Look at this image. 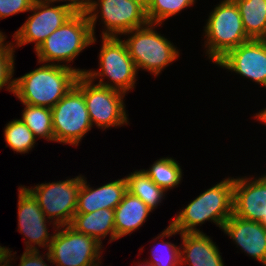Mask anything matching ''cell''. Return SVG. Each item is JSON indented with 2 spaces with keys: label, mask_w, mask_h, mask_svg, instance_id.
I'll return each mask as SVG.
<instances>
[{
  "label": "cell",
  "mask_w": 266,
  "mask_h": 266,
  "mask_svg": "<svg viewBox=\"0 0 266 266\" xmlns=\"http://www.w3.org/2000/svg\"><path fill=\"white\" fill-rule=\"evenodd\" d=\"M127 181V192L141 199L151 210L155 209L157 204L164 196V189L157 186L143 171L131 172L125 177Z\"/></svg>",
  "instance_id": "7402d4cb"
},
{
  "label": "cell",
  "mask_w": 266,
  "mask_h": 266,
  "mask_svg": "<svg viewBox=\"0 0 266 266\" xmlns=\"http://www.w3.org/2000/svg\"><path fill=\"white\" fill-rule=\"evenodd\" d=\"M152 257L149 263L155 266H180V248L170 242L157 244L153 247Z\"/></svg>",
  "instance_id": "83f0119b"
},
{
  "label": "cell",
  "mask_w": 266,
  "mask_h": 266,
  "mask_svg": "<svg viewBox=\"0 0 266 266\" xmlns=\"http://www.w3.org/2000/svg\"><path fill=\"white\" fill-rule=\"evenodd\" d=\"M216 64L266 87V46L251 39L229 51Z\"/></svg>",
  "instance_id": "4fadbf2b"
},
{
  "label": "cell",
  "mask_w": 266,
  "mask_h": 266,
  "mask_svg": "<svg viewBox=\"0 0 266 266\" xmlns=\"http://www.w3.org/2000/svg\"><path fill=\"white\" fill-rule=\"evenodd\" d=\"M181 166L176 160L166 157L154 162L149 170L143 169L148 177L165 191L180 184L182 178Z\"/></svg>",
  "instance_id": "cb8c5ba5"
},
{
  "label": "cell",
  "mask_w": 266,
  "mask_h": 266,
  "mask_svg": "<svg viewBox=\"0 0 266 266\" xmlns=\"http://www.w3.org/2000/svg\"><path fill=\"white\" fill-rule=\"evenodd\" d=\"M7 145L17 153H28L35 145V136L21 119L9 122L4 129Z\"/></svg>",
  "instance_id": "d4e9b609"
},
{
  "label": "cell",
  "mask_w": 266,
  "mask_h": 266,
  "mask_svg": "<svg viewBox=\"0 0 266 266\" xmlns=\"http://www.w3.org/2000/svg\"><path fill=\"white\" fill-rule=\"evenodd\" d=\"M82 176L76 213H91L100 209H115L127 192L126 178L109 182L97 189L90 188Z\"/></svg>",
  "instance_id": "e0dca14e"
},
{
  "label": "cell",
  "mask_w": 266,
  "mask_h": 266,
  "mask_svg": "<svg viewBox=\"0 0 266 266\" xmlns=\"http://www.w3.org/2000/svg\"><path fill=\"white\" fill-rule=\"evenodd\" d=\"M51 111L55 142L78 146L93 127L83 91L76 84Z\"/></svg>",
  "instance_id": "ba28073f"
},
{
  "label": "cell",
  "mask_w": 266,
  "mask_h": 266,
  "mask_svg": "<svg viewBox=\"0 0 266 266\" xmlns=\"http://www.w3.org/2000/svg\"><path fill=\"white\" fill-rule=\"evenodd\" d=\"M183 248L180 250V265L224 266L218 246L202 233H180Z\"/></svg>",
  "instance_id": "ac0fdd59"
},
{
  "label": "cell",
  "mask_w": 266,
  "mask_h": 266,
  "mask_svg": "<svg viewBox=\"0 0 266 266\" xmlns=\"http://www.w3.org/2000/svg\"><path fill=\"white\" fill-rule=\"evenodd\" d=\"M35 0H0V19L21 13L28 12Z\"/></svg>",
  "instance_id": "f1b7e54d"
},
{
  "label": "cell",
  "mask_w": 266,
  "mask_h": 266,
  "mask_svg": "<svg viewBox=\"0 0 266 266\" xmlns=\"http://www.w3.org/2000/svg\"><path fill=\"white\" fill-rule=\"evenodd\" d=\"M209 59L217 63L229 51L251 40L243 27L241 15L233 0H223L210 13L204 27Z\"/></svg>",
  "instance_id": "277c9868"
},
{
  "label": "cell",
  "mask_w": 266,
  "mask_h": 266,
  "mask_svg": "<svg viewBox=\"0 0 266 266\" xmlns=\"http://www.w3.org/2000/svg\"><path fill=\"white\" fill-rule=\"evenodd\" d=\"M57 230L46 253L47 261L56 266H99L101 243L70 225L59 226Z\"/></svg>",
  "instance_id": "52a82bcc"
},
{
  "label": "cell",
  "mask_w": 266,
  "mask_h": 266,
  "mask_svg": "<svg viewBox=\"0 0 266 266\" xmlns=\"http://www.w3.org/2000/svg\"><path fill=\"white\" fill-rule=\"evenodd\" d=\"M10 250H8V254H7V257L0 263V266H12V265H9V262L11 263V261H10V258L12 257L11 255V252L12 251H10Z\"/></svg>",
  "instance_id": "836d02e7"
},
{
  "label": "cell",
  "mask_w": 266,
  "mask_h": 266,
  "mask_svg": "<svg viewBox=\"0 0 266 266\" xmlns=\"http://www.w3.org/2000/svg\"><path fill=\"white\" fill-rule=\"evenodd\" d=\"M250 39L260 40L266 32V0H233Z\"/></svg>",
  "instance_id": "44dd1931"
},
{
  "label": "cell",
  "mask_w": 266,
  "mask_h": 266,
  "mask_svg": "<svg viewBox=\"0 0 266 266\" xmlns=\"http://www.w3.org/2000/svg\"><path fill=\"white\" fill-rule=\"evenodd\" d=\"M194 2L195 0H152L146 8L148 23L159 25Z\"/></svg>",
  "instance_id": "484cf974"
},
{
  "label": "cell",
  "mask_w": 266,
  "mask_h": 266,
  "mask_svg": "<svg viewBox=\"0 0 266 266\" xmlns=\"http://www.w3.org/2000/svg\"><path fill=\"white\" fill-rule=\"evenodd\" d=\"M255 118H257L258 121L260 120V122H264V124H266V108L263 111L256 114Z\"/></svg>",
  "instance_id": "1f68e13d"
},
{
  "label": "cell",
  "mask_w": 266,
  "mask_h": 266,
  "mask_svg": "<svg viewBox=\"0 0 266 266\" xmlns=\"http://www.w3.org/2000/svg\"><path fill=\"white\" fill-rule=\"evenodd\" d=\"M135 1H138L142 6L147 8L152 0H135Z\"/></svg>",
  "instance_id": "e575fe53"
},
{
  "label": "cell",
  "mask_w": 266,
  "mask_h": 266,
  "mask_svg": "<svg viewBox=\"0 0 266 266\" xmlns=\"http://www.w3.org/2000/svg\"><path fill=\"white\" fill-rule=\"evenodd\" d=\"M5 39H6V36L3 35V33L0 31V47H2L5 44L4 42Z\"/></svg>",
  "instance_id": "d590c367"
},
{
  "label": "cell",
  "mask_w": 266,
  "mask_h": 266,
  "mask_svg": "<svg viewBox=\"0 0 266 266\" xmlns=\"http://www.w3.org/2000/svg\"><path fill=\"white\" fill-rule=\"evenodd\" d=\"M20 264L18 266H49L42 259L38 250L24 251L20 258Z\"/></svg>",
  "instance_id": "f546056e"
},
{
  "label": "cell",
  "mask_w": 266,
  "mask_h": 266,
  "mask_svg": "<svg viewBox=\"0 0 266 266\" xmlns=\"http://www.w3.org/2000/svg\"><path fill=\"white\" fill-rule=\"evenodd\" d=\"M250 180L233 178V215L262 222L266 216V175Z\"/></svg>",
  "instance_id": "9a60e30c"
},
{
  "label": "cell",
  "mask_w": 266,
  "mask_h": 266,
  "mask_svg": "<svg viewBox=\"0 0 266 266\" xmlns=\"http://www.w3.org/2000/svg\"><path fill=\"white\" fill-rule=\"evenodd\" d=\"M137 266H155V265H153V264L147 262L146 264H143V265H142V263H141V264H139V265H137Z\"/></svg>",
  "instance_id": "74e56055"
},
{
  "label": "cell",
  "mask_w": 266,
  "mask_h": 266,
  "mask_svg": "<svg viewBox=\"0 0 266 266\" xmlns=\"http://www.w3.org/2000/svg\"><path fill=\"white\" fill-rule=\"evenodd\" d=\"M14 45L5 43L0 47V89L7 86V90L14 92Z\"/></svg>",
  "instance_id": "4316f807"
},
{
  "label": "cell",
  "mask_w": 266,
  "mask_h": 266,
  "mask_svg": "<svg viewBox=\"0 0 266 266\" xmlns=\"http://www.w3.org/2000/svg\"><path fill=\"white\" fill-rule=\"evenodd\" d=\"M51 1L53 3L56 1L63 2V0H51ZM67 1H69L70 3H66V5L72 8L75 12H84V13H86L90 9L93 3V0H67Z\"/></svg>",
  "instance_id": "4dcf8cb0"
},
{
  "label": "cell",
  "mask_w": 266,
  "mask_h": 266,
  "mask_svg": "<svg viewBox=\"0 0 266 266\" xmlns=\"http://www.w3.org/2000/svg\"><path fill=\"white\" fill-rule=\"evenodd\" d=\"M51 0H35L30 11L33 14L14 33L17 47L35 42V50L56 29L76 12L66 4L51 6Z\"/></svg>",
  "instance_id": "7c38bea8"
},
{
  "label": "cell",
  "mask_w": 266,
  "mask_h": 266,
  "mask_svg": "<svg viewBox=\"0 0 266 266\" xmlns=\"http://www.w3.org/2000/svg\"><path fill=\"white\" fill-rule=\"evenodd\" d=\"M18 228L19 232L28 239L26 242V251L38 250L39 247H49L53 235L49 236L46 225V217L41 210L36 198L26 187L18 189Z\"/></svg>",
  "instance_id": "5bb4252c"
},
{
  "label": "cell",
  "mask_w": 266,
  "mask_h": 266,
  "mask_svg": "<svg viewBox=\"0 0 266 266\" xmlns=\"http://www.w3.org/2000/svg\"><path fill=\"white\" fill-rule=\"evenodd\" d=\"M261 223L266 226V216L263 217V221Z\"/></svg>",
  "instance_id": "f35d334b"
},
{
  "label": "cell",
  "mask_w": 266,
  "mask_h": 266,
  "mask_svg": "<svg viewBox=\"0 0 266 266\" xmlns=\"http://www.w3.org/2000/svg\"><path fill=\"white\" fill-rule=\"evenodd\" d=\"M77 232L94 237L102 244V238L110 234V242L116 240L114 210L100 209L91 213H75L70 224Z\"/></svg>",
  "instance_id": "ffe728a7"
},
{
  "label": "cell",
  "mask_w": 266,
  "mask_h": 266,
  "mask_svg": "<svg viewBox=\"0 0 266 266\" xmlns=\"http://www.w3.org/2000/svg\"><path fill=\"white\" fill-rule=\"evenodd\" d=\"M84 69L67 64H43L20 78L14 79L13 94L23 104L52 108L76 84Z\"/></svg>",
  "instance_id": "6da1fadb"
},
{
  "label": "cell",
  "mask_w": 266,
  "mask_h": 266,
  "mask_svg": "<svg viewBox=\"0 0 266 266\" xmlns=\"http://www.w3.org/2000/svg\"><path fill=\"white\" fill-rule=\"evenodd\" d=\"M156 25L147 23L124 33L131 35L124 42L137 71L140 68L146 69L157 76L162 69L178 58L179 51L175 45L155 31Z\"/></svg>",
  "instance_id": "5b68a950"
},
{
  "label": "cell",
  "mask_w": 266,
  "mask_h": 266,
  "mask_svg": "<svg viewBox=\"0 0 266 266\" xmlns=\"http://www.w3.org/2000/svg\"><path fill=\"white\" fill-rule=\"evenodd\" d=\"M151 211L141 199L126 192L122 201L114 209L117 239L139 229Z\"/></svg>",
  "instance_id": "d6986e66"
},
{
  "label": "cell",
  "mask_w": 266,
  "mask_h": 266,
  "mask_svg": "<svg viewBox=\"0 0 266 266\" xmlns=\"http://www.w3.org/2000/svg\"><path fill=\"white\" fill-rule=\"evenodd\" d=\"M9 248L0 246V263L7 257Z\"/></svg>",
  "instance_id": "d6a6232c"
},
{
  "label": "cell",
  "mask_w": 266,
  "mask_h": 266,
  "mask_svg": "<svg viewBox=\"0 0 266 266\" xmlns=\"http://www.w3.org/2000/svg\"><path fill=\"white\" fill-rule=\"evenodd\" d=\"M222 230L244 252L266 266V226L264 224L232 214L224 223Z\"/></svg>",
  "instance_id": "2e32d148"
},
{
  "label": "cell",
  "mask_w": 266,
  "mask_h": 266,
  "mask_svg": "<svg viewBox=\"0 0 266 266\" xmlns=\"http://www.w3.org/2000/svg\"><path fill=\"white\" fill-rule=\"evenodd\" d=\"M99 61V72L85 70L84 75L90 80L94 82V78L101 77L98 85L118 90L124 94L135 87L138 71L123 40L115 36H102ZM103 76L109 77L110 83L104 82Z\"/></svg>",
  "instance_id": "8992f818"
},
{
  "label": "cell",
  "mask_w": 266,
  "mask_h": 266,
  "mask_svg": "<svg viewBox=\"0 0 266 266\" xmlns=\"http://www.w3.org/2000/svg\"><path fill=\"white\" fill-rule=\"evenodd\" d=\"M232 214L233 178H227L191 201L156 239L169 238L177 232L202 233L196 226L207 220L214 222L222 229Z\"/></svg>",
  "instance_id": "7a4b0ae2"
},
{
  "label": "cell",
  "mask_w": 266,
  "mask_h": 266,
  "mask_svg": "<svg viewBox=\"0 0 266 266\" xmlns=\"http://www.w3.org/2000/svg\"><path fill=\"white\" fill-rule=\"evenodd\" d=\"M264 45L266 46V32H265V35L260 39Z\"/></svg>",
  "instance_id": "8d00e7d4"
},
{
  "label": "cell",
  "mask_w": 266,
  "mask_h": 266,
  "mask_svg": "<svg viewBox=\"0 0 266 266\" xmlns=\"http://www.w3.org/2000/svg\"><path fill=\"white\" fill-rule=\"evenodd\" d=\"M87 13L76 12L49 35L35 50L39 63L71 62L89 45L95 43Z\"/></svg>",
  "instance_id": "3957f363"
},
{
  "label": "cell",
  "mask_w": 266,
  "mask_h": 266,
  "mask_svg": "<svg viewBox=\"0 0 266 266\" xmlns=\"http://www.w3.org/2000/svg\"><path fill=\"white\" fill-rule=\"evenodd\" d=\"M24 106L26 107L23 110L21 120L32 131L35 138L39 136V138H45L48 141H55L51 108L29 104H24Z\"/></svg>",
  "instance_id": "603a6c76"
},
{
  "label": "cell",
  "mask_w": 266,
  "mask_h": 266,
  "mask_svg": "<svg viewBox=\"0 0 266 266\" xmlns=\"http://www.w3.org/2000/svg\"><path fill=\"white\" fill-rule=\"evenodd\" d=\"M82 176L52 183H42L27 189L36 198L44 215L52 218L55 227L70 225L77 210L78 191ZM55 218V219H54Z\"/></svg>",
  "instance_id": "30bf717a"
},
{
  "label": "cell",
  "mask_w": 266,
  "mask_h": 266,
  "mask_svg": "<svg viewBox=\"0 0 266 266\" xmlns=\"http://www.w3.org/2000/svg\"><path fill=\"white\" fill-rule=\"evenodd\" d=\"M100 5V6H99ZM101 10V19L105 24L102 36L118 37L124 33L142 27L148 23L146 8L135 0H96L86 12L89 18L91 31L94 35L95 23L98 18V10Z\"/></svg>",
  "instance_id": "8fae6325"
},
{
  "label": "cell",
  "mask_w": 266,
  "mask_h": 266,
  "mask_svg": "<svg viewBox=\"0 0 266 266\" xmlns=\"http://www.w3.org/2000/svg\"><path fill=\"white\" fill-rule=\"evenodd\" d=\"M76 85L83 91L92 125L107 129L110 126L128 124L123 102L124 93L93 83L84 74L79 75ZM94 122V123H93Z\"/></svg>",
  "instance_id": "9c48e42d"
}]
</instances>
